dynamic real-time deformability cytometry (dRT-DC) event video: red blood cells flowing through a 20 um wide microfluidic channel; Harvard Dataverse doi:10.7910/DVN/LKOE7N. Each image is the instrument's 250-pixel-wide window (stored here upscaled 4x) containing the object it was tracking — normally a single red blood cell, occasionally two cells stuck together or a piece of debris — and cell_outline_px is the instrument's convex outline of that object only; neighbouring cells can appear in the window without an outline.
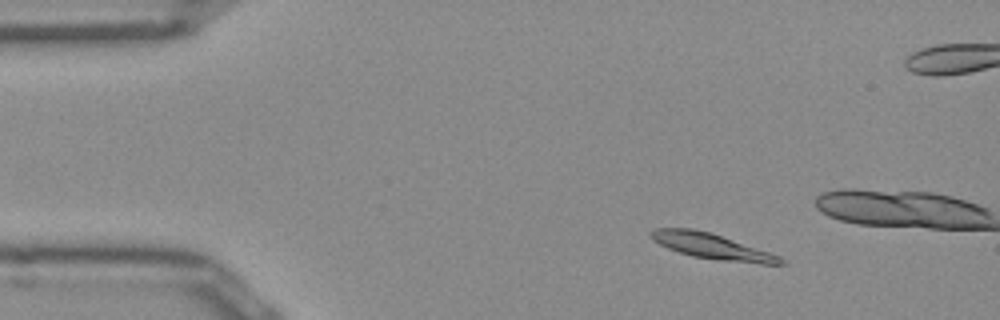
{"species": "Egyptian fruit bat (a non-hibernating species)", "species_latin": "Rousettus aegyptiacus", "temperature_condition": "room temperature", "stored_images_in_passage": 13, "camera_frame_rate_fps": 3000, "um_per_image_px": 0.085, "frame": {"image": 1, "passage_image": 6, "time_ms": 1.667, "image_size_px": [1000, 320], "cell_outline_px": [[784, 264], [760, 264], [720, 260], [692, 256], [668, 248], [652, 240], [648, 236], [648, 232], [656, 228], [692, 228], [708, 232], [780, 256], [784, 260]], "centroid_in_image_um": [60.44, 20.93], "position_along_channel_um": 24.6, "area_um2": 18.9}}